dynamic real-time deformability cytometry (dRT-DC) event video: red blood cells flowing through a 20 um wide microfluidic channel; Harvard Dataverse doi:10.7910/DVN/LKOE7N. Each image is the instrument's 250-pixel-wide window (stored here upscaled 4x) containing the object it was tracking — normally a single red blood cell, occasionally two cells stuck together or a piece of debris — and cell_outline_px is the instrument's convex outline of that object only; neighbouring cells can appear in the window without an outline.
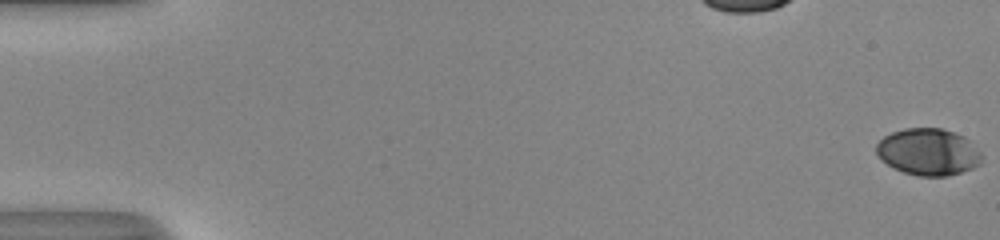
{"species": "human", "species_latin": "Homo sapiens", "temperature_condition": "room temperature", "stored_images_in_passage": 54, "camera_frame_rate_fps": 3000, "um_per_image_px": 0.085, "donor": {"sex": "male"}, "frame": {"image": 1, "passage_image": 1, "time_ms": 0.0, "image_size_px": [1000, 240], "cell_outline_px": [[984, 156], [980, 164], [972, 168], [948, 176], [920, 176], [904, 172], [892, 168], [876, 152], [876, 144], [884, 136], [892, 132], [904, 128], [940, 128], [964, 136]], "centroid_in_image_um": [78.91, 12.91], "position_along_channel_um": 6.1, "area_um2": 28.61}}
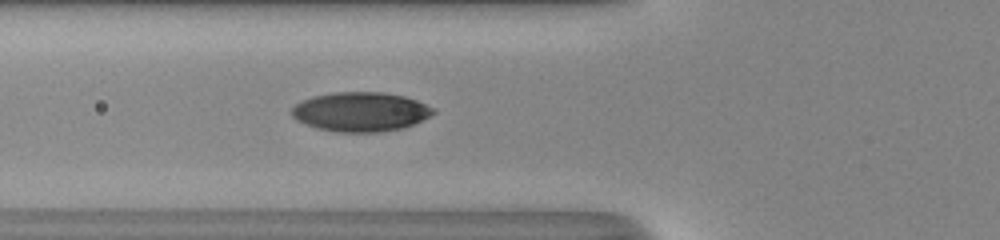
{"frame": {"image": 2, "passage_image": 22, "time_ms": 7.0, "image_size_px": [1000, 240], "cell_outline_px": [[436, 112], [404, 128], [380, 132], [336, 132], [316, 128], [296, 120], [292, 116], [292, 108], [300, 100], [312, 96], [332, 92], [380, 92], [404, 96], [416, 100], [436, 108]], "centroid_in_image_um": [30.62, 9.5], "position_along_channel_um": 95.2, "area_um2": 32.54}}
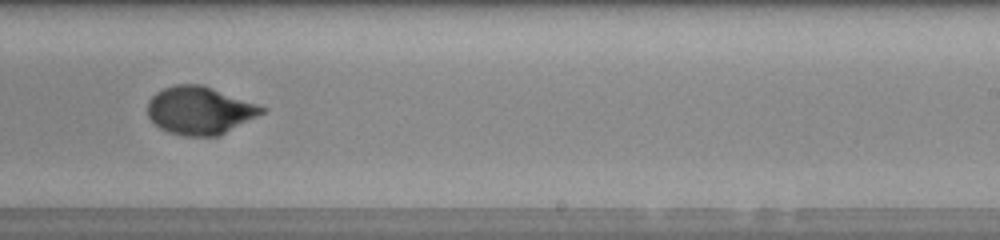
{"frame": {"image": 3, "passage_image": 35, "time_ms": 11.333, "image_size_px": [1000, 240], "cell_outline_px": [[268, 108], [264, 112], [220, 136], [184, 136], [168, 132], [160, 128], [148, 116], [148, 100], [156, 92], [164, 88], [176, 84], [200, 84], [212, 88]], "centroid_in_image_um": [16.96, 9.39], "position_along_channel_um": 272.0, "area_um2": 31.67}, "authors_computed_cell_mechanics": {"area_um2": 30.7207, "velocity_mm_per_s": 4.0802, "shape_relaxation_time_tau1_ms": 4.1012, "shape_relaxation_time_tau2_ms": 0.8982, "deformation_change_tau1": 0.168, "deformation_change_tau2": 0.0405}}